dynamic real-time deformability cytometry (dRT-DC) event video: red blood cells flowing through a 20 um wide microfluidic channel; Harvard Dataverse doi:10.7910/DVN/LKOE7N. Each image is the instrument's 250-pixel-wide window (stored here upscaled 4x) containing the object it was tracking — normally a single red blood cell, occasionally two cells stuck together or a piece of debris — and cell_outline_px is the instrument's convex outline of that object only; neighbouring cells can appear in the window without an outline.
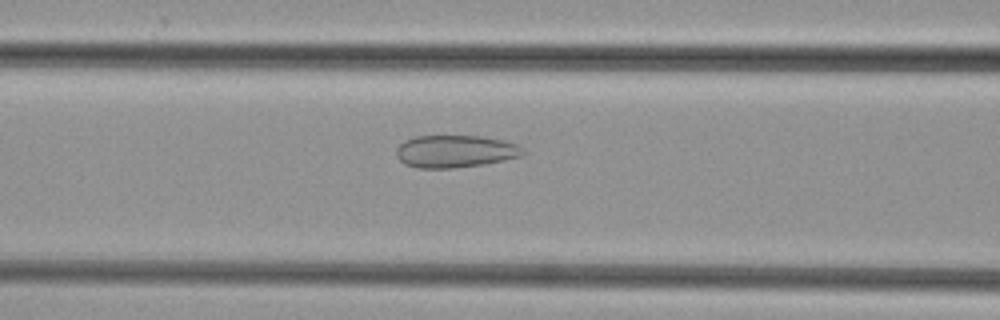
{"species": "common noctule bat (a hibernating species)", "species_latin": "Nyctalus noctula", "temperature_condition": "cold", "stored_images_in_passage": 49, "camera_frame_rate_fps": 3000, "um_per_image_px": 0.085, "animal": {"sex": "female", "body_mass_g": 29.2, "forearm_length_mm": 56.3}, "frame": {"image": 1, "passage_image": 20, "time_ms": 6.333, "image_size_px": [1000, 320], "cell_outline_px": [[528, 152], [520, 156], [504, 160], [484, 164], [452, 168], [420, 168], [404, 164], [396, 156], [396, 148], [404, 140], [416, 136], [480, 136], [504, 140], [516, 144]], "centroid_in_image_um": [38.69, 12.86], "position_along_channel_um": 127.9, "area_um2": 23.99}}
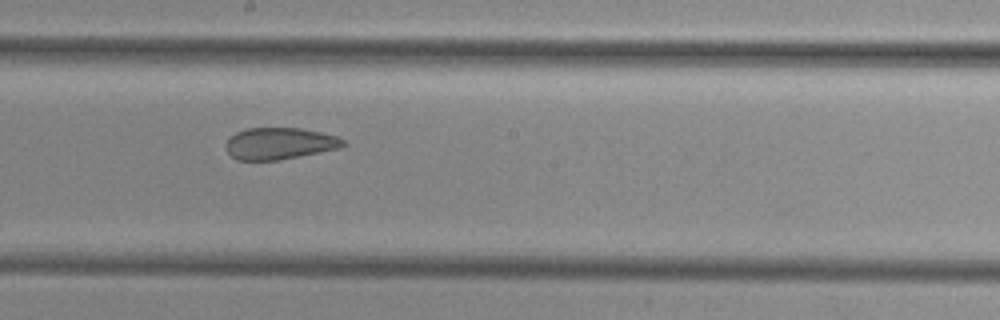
{"frame": {"image": 2, "passage_image": 27, "time_ms": 8.667, "image_size_px": [1000, 320], "cell_outline_px": [[348, 144], [340, 148], [280, 160], [236, 160], [224, 148], [224, 144], [236, 132], [248, 128], [300, 128], [320, 132], [336, 136], [344, 140]], "centroid_in_image_um": [23.76, 12.2], "position_along_channel_um": 224.4, "area_um2": 21.73}}
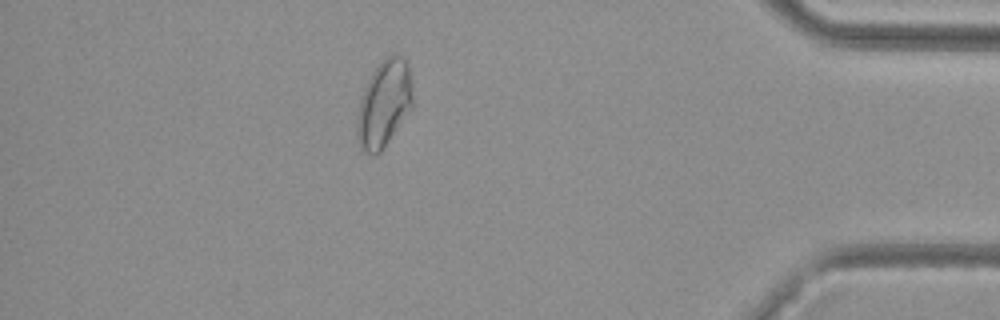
{"frame": {"image": 3, "passage_image": 43, "time_ms": 14.0, "image_size_px": [1000, 320], "cell_outline_px": [[412, 108], [380, 152], [376, 156], [372, 156], [364, 152], [360, 148], [356, 140], [356, 120], [360, 96], [372, 72], [392, 52], [404, 56], [408, 64], [412, 92]], "centroid_in_image_um": [32.61, 8.84], "position_along_channel_um": 402.6, "area_um2": 28.38}}